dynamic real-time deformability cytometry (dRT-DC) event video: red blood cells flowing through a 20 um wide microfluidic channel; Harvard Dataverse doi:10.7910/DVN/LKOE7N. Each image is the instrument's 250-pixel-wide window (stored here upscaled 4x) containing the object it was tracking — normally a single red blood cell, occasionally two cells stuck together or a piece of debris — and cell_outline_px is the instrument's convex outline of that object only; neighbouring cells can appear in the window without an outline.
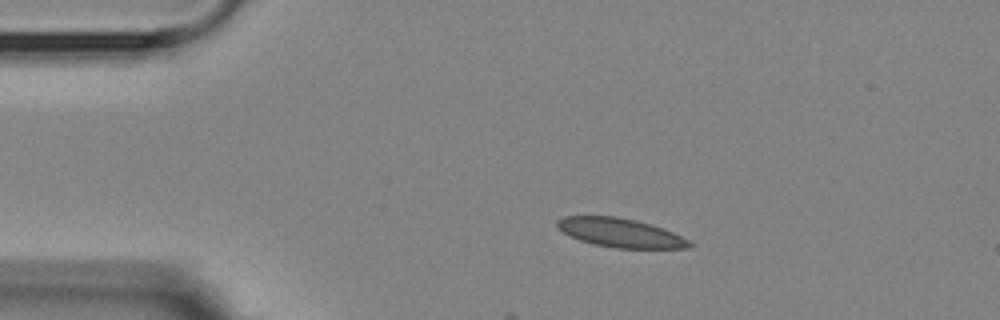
{"species": "Egyptian fruit bat (a non-hibernating species)", "species_latin": "Rousettus aegyptiacus", "temperature_condition": "room temperature", "stored_images_in_passage": 3, "camera_frame_rate_fps": 3000, "um_per_image_px": 0.085, "animal": {"sex": "female"}, "frame": {"image": 1, "passage_image": 2, "time_ms": 1.333, "image_size_px": [1000, 320], "cell_outline_px": [[696, 244], [688, 248], [616, 248], [592, 244], [580, 240], [564, 232], [556, 224], [556, 220], [564, 216], [616, 216], [636, 220], [664, 228]], "centroid_in_image_um": [52.75, 19.78], "position_along_channel_um": 32.3, "area_um2": 22.2}}